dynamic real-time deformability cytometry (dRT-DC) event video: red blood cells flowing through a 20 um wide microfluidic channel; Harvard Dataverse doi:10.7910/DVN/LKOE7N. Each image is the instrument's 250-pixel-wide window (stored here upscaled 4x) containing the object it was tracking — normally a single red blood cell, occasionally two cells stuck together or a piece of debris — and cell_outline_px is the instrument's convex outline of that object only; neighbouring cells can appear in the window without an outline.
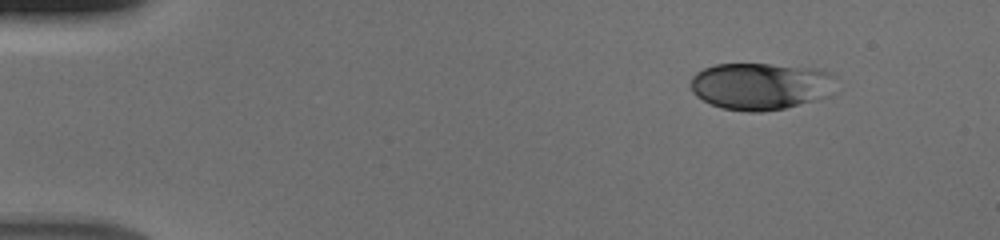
{"species": "human", "species_latin": "Homo sapiens", "temperature_condition": "cold", "stored_images_in_passage": 48, "camera_frame_rate_fps": 3000, "um_per_image_px": 0.085, "donor": {"sex": "male"}, "frame": {"image": 1, "passage_image": 1, "time_ms": 0.0, "image_size_px": [1000, 240], "cell_outline_px": [[832, 76], [812, 100], [784, 108], [760, 112], [748, 112], [724, 108], [712, 104], [696, 96], [692, 92], [692, 76], [696, 72], [704, 68], [716, 64], [768, 64], [816, 68], [828, 72]], "centroid_in_image_um": [64.42, 7.3], "position_along_channel_um": 20.6, "area_um2": 38.03}}
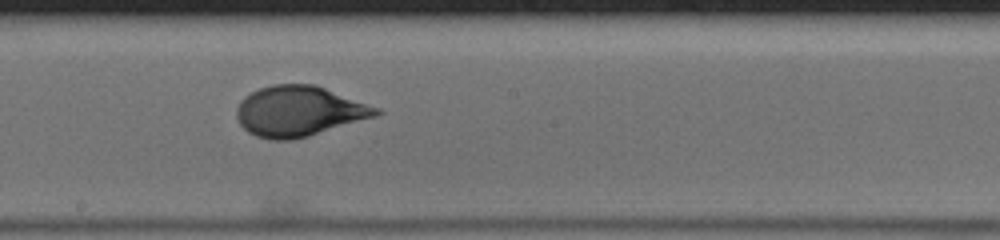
{"frame": {"image": 2, "passage_image": 25, "time_ms": 8.0, "image_size_px": [1000, 240], "cell_outline_px": [[384, 112], [376, 116], [308, 136], [292, 140], [272, 140], [256, 136], [248, 132], [240, 124], [236, 116], [236, 108], [240, 100], [244, 96], [260, 88], [272, 84], [316, 84], [380, 108]], "centroid_in_image_um": [25.41, 9.44], "position_along_channel_um": 222.8, "area_um2": 41.04}}
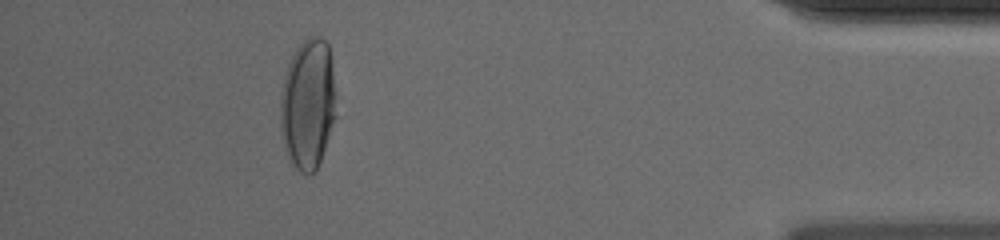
{"frame": {"image": 3, "passage_image": 43, "time_ms": 14.0, "image_size_px": [1000, 240], "cell_outline_px": [[336, 116], [316, 172], [308, 176], [300, 172], [292, 164], [284, 152], [280, 128], [280, 100], [284, 80], [288, 64], [296, 48], [304, 40], [312, 36], [320, 36], [328, 44], [332, 60]], "centroid_in_image_um": [26.16, 8.89], "position_along_channel_um": 409.0, "area_um2": 42.71}}